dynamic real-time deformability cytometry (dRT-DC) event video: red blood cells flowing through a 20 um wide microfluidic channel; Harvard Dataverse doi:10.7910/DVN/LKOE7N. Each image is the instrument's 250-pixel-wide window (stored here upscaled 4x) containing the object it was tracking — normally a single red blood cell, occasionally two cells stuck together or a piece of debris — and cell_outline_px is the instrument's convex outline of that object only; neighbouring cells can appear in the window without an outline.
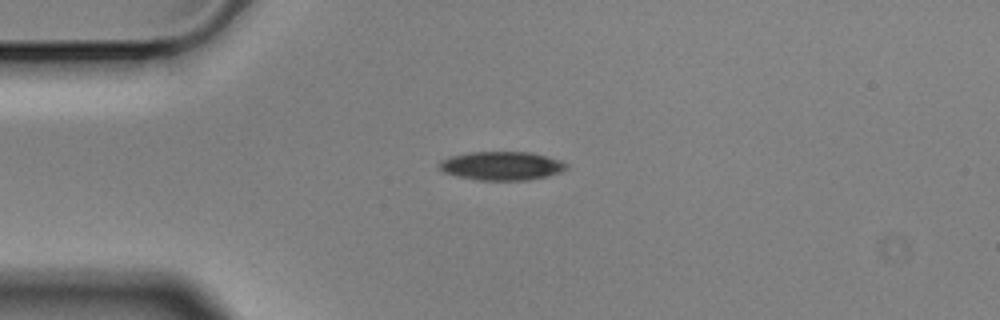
{"species": "Egyptian fruit bat (a non-hibernating species)", "species_latin": "Rousettus aegyptiacus", "temperature_condition": "cold", "stored_images_in_passage": 5, "camera_frame_rate_fps": 3000, "um_per_image_px": 0.085, "animal": {"sex": "male"}, "frame": {"image": 1, "passage_image": 5, "time_ms": 1.333, "image_size_px": [1000, 320], "cell_outline_px": [[568, 168], [560, 172], [548, 176], [528, 180], [476, 180], [456, 176], [444, 172], [440, 168], [440, 160], [448, 156], [468, 152], [532, 152], [560, 160], [568, 164]], "centroid_in_image_um": [42.64, 14.09], "position_along_channel_um": 42.4, "area_um2": 21.39}}